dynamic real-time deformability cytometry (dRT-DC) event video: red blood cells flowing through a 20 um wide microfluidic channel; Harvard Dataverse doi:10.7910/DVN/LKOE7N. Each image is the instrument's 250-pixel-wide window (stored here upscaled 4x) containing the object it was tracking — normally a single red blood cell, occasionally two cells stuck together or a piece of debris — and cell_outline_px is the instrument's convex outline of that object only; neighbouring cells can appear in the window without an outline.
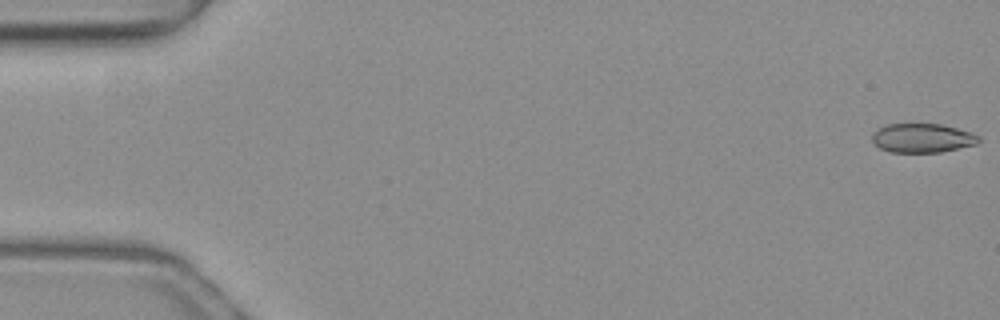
{"species": "common noctule bat (a hibernating species)", "species_latin": "Nyctalus noctula", "temperature_condition": "warm", "stored_images_in_passage": 48, "camera_frame_rate_fps": 3000, "um_per_image_px": 0.085, "animal": {"sex": "female", "body_mass_g": 19.3, "forearm_length_mm": 54.1}, "frame": {"image": 1, "passage_image": 1, "time_ms": 0.0, "image_size_px": [1000, 320], "cell_outline_px": [[980, 140], [976, 144], [940, 152], [892, 152], [880, 148], [872, 140], [872, 132], [888, 124], [940, 124], [972, 132], [980, 136]], "centroid_in_image_um": [78.41, 11.73], "position_along_channel_um": 6.6, "area_um2": 17.92}}
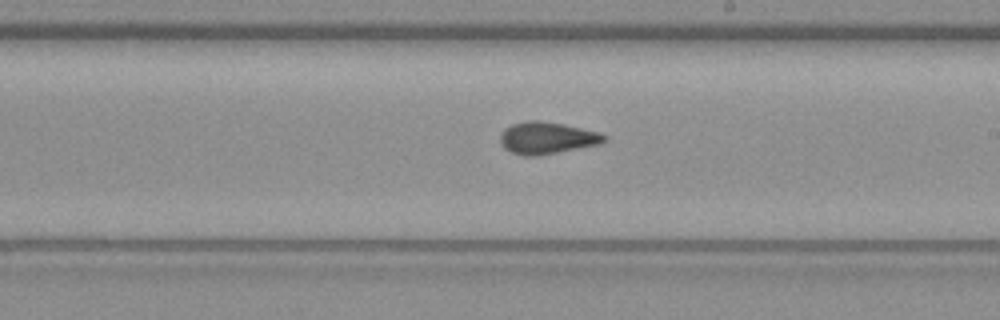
{"frame": {"image": 2, "passage_image": 30, "time_ms": 9.667, "image_size_px": [1000, 320], "cell_outline_px": [[608, 140], [600, 144], [540, 156], [524, 156], [512, 152], [504, 148], [500, 140], [500, 136], [504, 128], [512, 124], [528, 120], [536, 120], [564, 124], [600, 132], [608, 136]], "centroid_in_image_um": [46.53, 11.73], "position_along_channel_um": 242.5, "area_um2": 19.59}}
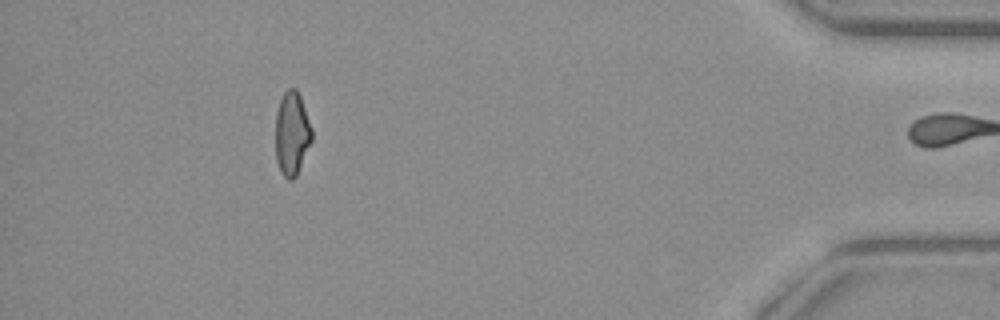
{"frame": {"image": 3, "passage_image": 47, "time_ms": 15.333, "image_size_px": [1000, 320], "cell_outline_px": [[312, 140], [296, 176], [292, 180], [288, 180], [280, 172], [276, 160], [276, 112], [280, 100], [284, 92], [288, 88], [296, 88], [300, 96], [312, 128]], "centroid_in_image_um": [24.81, 11.35], "position_along_channel_um": 410.4, "area_um2": 17.69}, "authors_computed_cell_mechanics": {"area_um2": 18.6405, "velocity_mm_per_s": 4.0388, "shape_relaxation_time_tau1_ms": null, "shape_relaxation_time_tau2_ms": 1.9177, "deformation_change_tau1": null, "deformation_change_tau2": 0.0687}}